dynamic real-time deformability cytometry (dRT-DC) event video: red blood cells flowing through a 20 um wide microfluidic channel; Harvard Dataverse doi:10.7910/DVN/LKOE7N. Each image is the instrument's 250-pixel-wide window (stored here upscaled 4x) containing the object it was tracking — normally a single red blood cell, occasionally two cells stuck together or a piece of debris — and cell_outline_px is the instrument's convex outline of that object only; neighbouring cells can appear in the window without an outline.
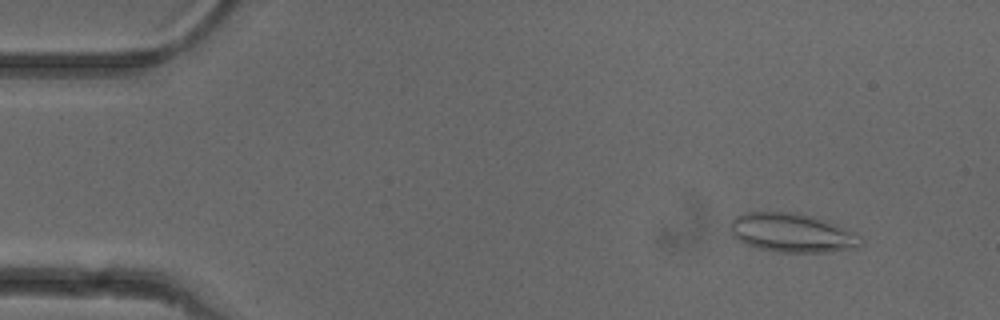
{"species": "common noctule bat (a hibernating species)", "species_latin": "Nyctalus noctula", "temperature_condition": "cold", "stored_images_in_passage": 25, "camera_frame_rate_fps": 3000, "um_per_image_px": 0.085, "animal": {"sex": "female"}, "frame": {"image": 1, "passage_image": 4, "time_ms": 1.0, "image_size_px": [1000, 320], "cell_outline_px": [[864, 244], [856, 248], [828, 252], [776, 252], [756, 248], [736, 240], [732, 236], [732, 220], [736, 216], [748, 212], [792, 212], [812, 216], [836, 224], [856, 232], [864, 240]], "centroid_in_image_um": [67.37, 19.8], "position_along_channel_um": 17.6, "area_um2": 29.82}}
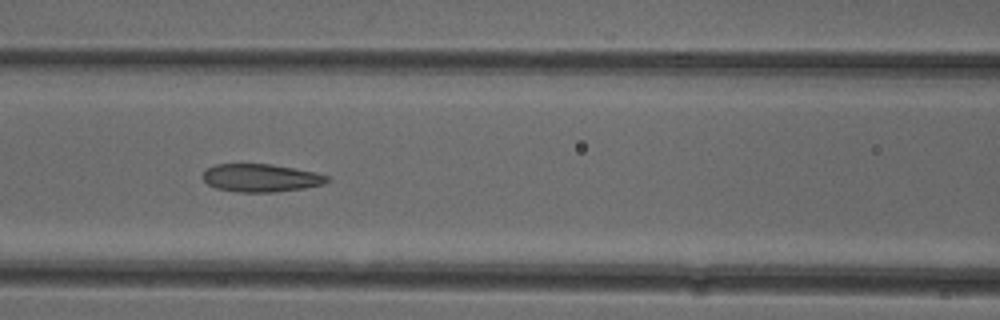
{"frame": {"image": 2, "passage_image": 21, "time_ms": 6.667, "image_size_px": [1000, 320], "cell_outline_px": [[332, 180], [324, 184], [304, 188], [276, 192], [236, 192], [216, 188], [208, 184], [200, 176], [208, 168], [216, 164], [272, 164], [312, 172], [328, 176]], "centroid_in_image_um": [22.16, 15.13], "position_along_channel_um": 144.4, "area_um2": 20.23}}
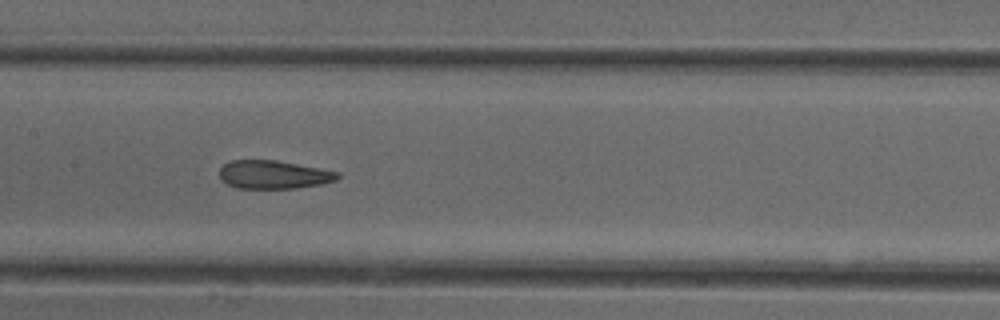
{"frame": {"image": 3, "passage_image": 24, "time_ms": 7.667, "image_size_px": [1000, 320], "cell_outline_px": [[340, 176], [336, 180], [320, 184], [296, 188], [236, 188], [220, 180], [220, 168], [224, 164], [232, 160], [276, 160], [340, 172]], "centroid_in_image_um": [23.24, 14.84], "position_along_channel_um": 184.2, "area_um2": 19.42}}